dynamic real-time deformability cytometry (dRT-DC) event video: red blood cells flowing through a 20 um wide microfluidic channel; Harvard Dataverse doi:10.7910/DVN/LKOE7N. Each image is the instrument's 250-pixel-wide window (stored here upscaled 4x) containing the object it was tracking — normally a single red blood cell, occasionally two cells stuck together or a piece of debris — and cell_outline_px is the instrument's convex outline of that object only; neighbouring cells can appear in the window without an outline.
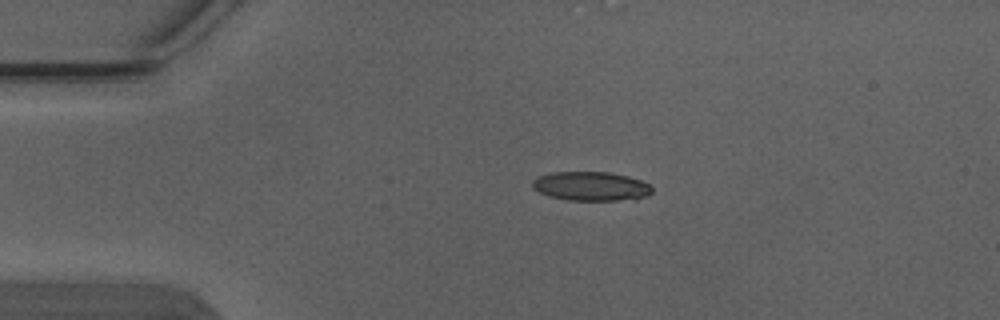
{"species": "Egyptian fruit bat (a non-hibernating species)", "species_latin": "Rousettus aegyptiacus", "temperature_condition": "warm", "stored_images_in_passage": 3, "camera_frame_rate_fps": 3000, "um_per_image_px": 0.085, "animal": {"sex": "male"}, "frame": {"image": 1, "passage_image": 2, "time_ms": 0.333, "image_size_px": [1000, 320], "cell_outline_px": [[652, 192], [648, 196], [636, 200], [568, 200], [548, 196], [532, 188], [532, 180], [540, 176], [552, 172], [608, 172], [628, 176], [652, 184]], "centroid_in_image_um": [50.28, 15.84], "position_along_channel_um": 34.7, "area_um2": 20.52}}